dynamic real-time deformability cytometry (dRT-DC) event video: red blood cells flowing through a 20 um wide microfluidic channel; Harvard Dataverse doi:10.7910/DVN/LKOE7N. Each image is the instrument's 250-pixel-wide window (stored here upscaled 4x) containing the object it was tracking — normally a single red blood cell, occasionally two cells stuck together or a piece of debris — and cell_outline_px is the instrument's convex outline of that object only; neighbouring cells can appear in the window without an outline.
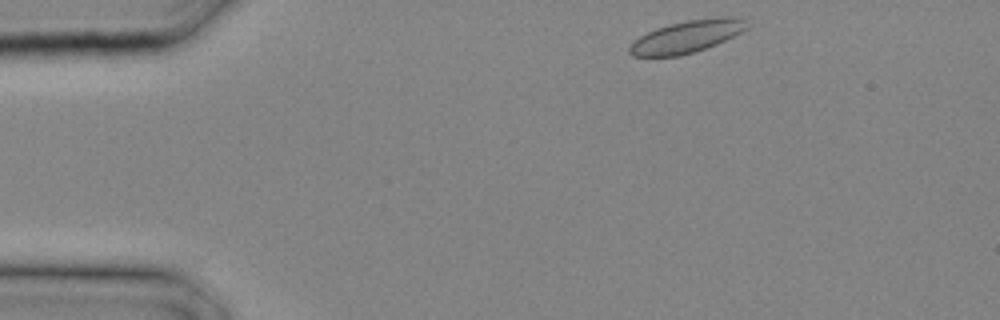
{"species": "common noctule bat (a hibernating species)", "species_latin": "Nyctalus noctula", "temperature_condition": "cold", "stored_images_in_passage": 14, "camera_frame_rate_fps": 3000, "um_per_image_px": 0.085, "animal": {"sex": "male", "body_mass_g": 20.4}, "frame": {"image": 1, "passage_image": 1, "time_ms": 0.0, "image_size_px": [1000, 320], "cell_outline_px": [[748, 28], [716, 44], [696, 52], [680, 56], [632, 56], [628, 52], [628, 48], [640, 36], [656, 28], [688, 20], [724, 16], [740, 20]], "centroid_in_image_um": [58.31, 3.14], "position_along_channel_um": 26.7, "area_um2": 21.44}}
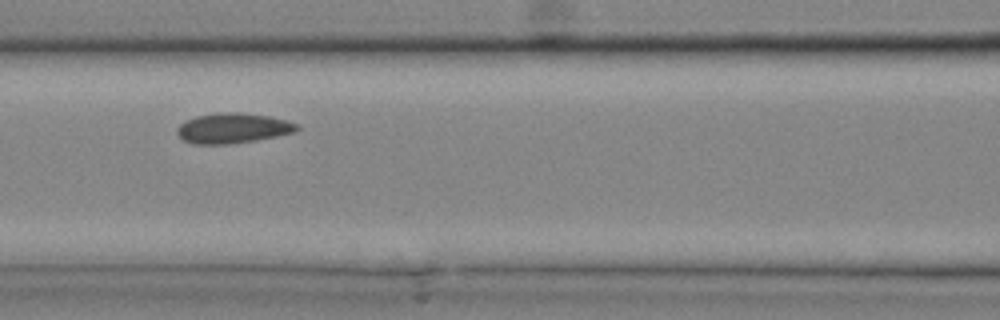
{"frame": {"image": 2, "passage_image": 9, "time_ms": 2.667, "image_size_px": [1000, 320], "cell_outline_px": [[300, 128], [296, 132], [256, 140], [228, 144], [192, 144], [184, 140], [176, 132], [176, 128], [184, 120], [196, 116], [216, 112], [240, 112], [268, 116], [284, 120], [296, 124]], "centroid_in_image_um": [19.75, 10.89], "position_along_channel_um": 146.9, "area_um2": 21.1}}
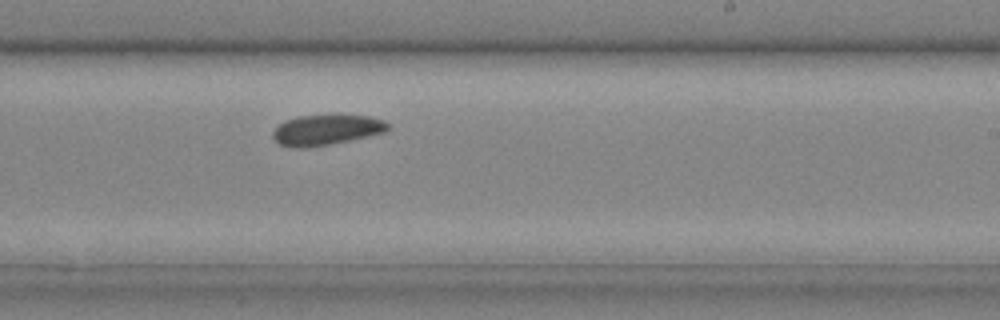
{"frame": {"image": 3, "passage_image": 14, "time_ms": 4.333, "image_size_px": [1000, 320], "cell_outline_px": [[392, 128], [384, 132], [348, 140], [308, 148], [296, 148], [280, 144], [272, 136], [272, 132], [284, 120], [296, 116], [368, 116], [384, 120]], "centroid_in_image_um": [27.72, 11.04], "position_along_channel_um": 261.3, "area_um2": 20.0}}